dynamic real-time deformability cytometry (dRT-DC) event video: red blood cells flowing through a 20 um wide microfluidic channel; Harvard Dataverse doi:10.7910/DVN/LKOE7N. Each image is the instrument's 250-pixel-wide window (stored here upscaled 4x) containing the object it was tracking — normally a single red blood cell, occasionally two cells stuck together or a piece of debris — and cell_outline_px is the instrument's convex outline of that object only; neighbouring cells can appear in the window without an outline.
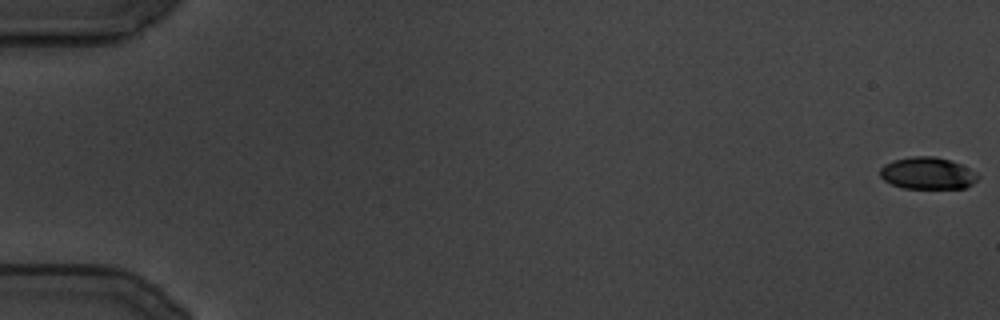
{"species": "common noctule bat (a hibernating species)", "species_latin": "Nyctalus noctula", "temperature_condition": "cold", "stored_images_in_passage": 33, "camera_frame_rate_fps": 3000, "um_per_image_px": 0.085, "animal": {"sex": "male", "body_mass_g": 19.5, "forearm_length_mm": 54.6}, "frame": {"image": 1, "passage_image": 1, "time_ms": 0.0, "image_size_px": [1000, 320], "cell_outline_px": [[980, 176], [972, 184], [964, 188], [904, 188], [892, 184], [884, 180], [880, 176], [880, 168], [884, 164], [892, 160], [912, 156], [936, 156], [960, 164]], "centroid_in_image_um": [78.8, 14.72], "position_along_channel_um": 6.2, "area_um2": 18.09}}
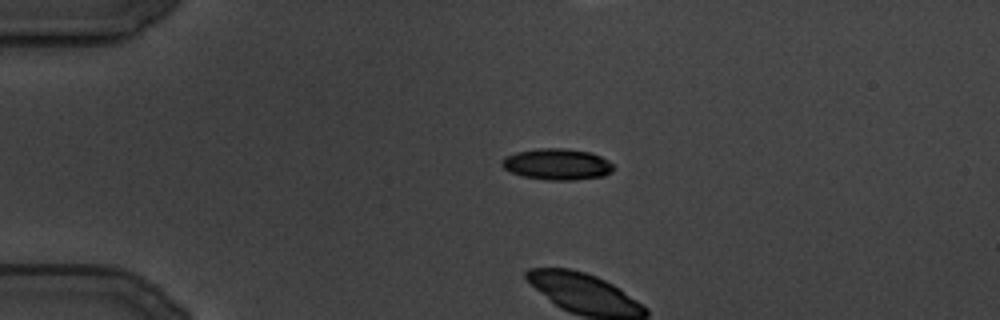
{"frame": {"image": 2, "passage_image": 30, "time_ms": 9.667, "image_size_px": [1000, 320], "cell_outline_px": [[612, 172], [604, 176], [576, 180], [548, 180], [524, 176], [512, 172], [504, 168], [500, 164], [500, 160], [504, 156], [516, 152], [536, 148], [568, 148], [592, 152], [608, 160], [612, 164]], "centroid_in_image_um": [47.34, 13.95], "position_along_channel_um": 37.7, "area_um2": 20.52}}